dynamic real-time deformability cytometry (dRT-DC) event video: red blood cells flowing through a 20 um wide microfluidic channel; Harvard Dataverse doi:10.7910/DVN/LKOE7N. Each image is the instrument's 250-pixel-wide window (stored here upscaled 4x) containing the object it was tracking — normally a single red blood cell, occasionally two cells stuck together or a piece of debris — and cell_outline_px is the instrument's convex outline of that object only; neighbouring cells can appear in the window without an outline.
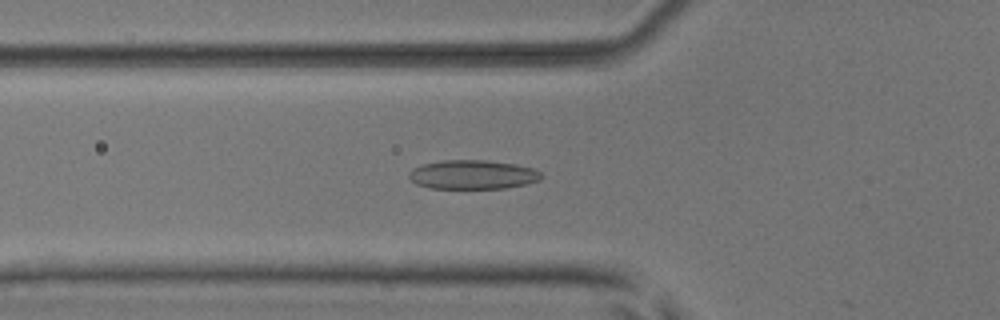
{"species": "common noctule bat (a hibernating species)", "species_latin": "Nyctalus noctula", "temperature_condition": "room temperature", "stored_images_in_passage": 53, "camera_frame_rate_fps": 3000, "um_per_image_px": 0.085, "animal": {"sex": "male", "body_mass_g": 17.9, "forearm_length_mm": 54.2}, "frame": {"image": 1, "passage_image": 19, "time_ms": 6.0, "image_size_px": [1000, 320], "cell_outline_px": [[544, 176], [540, 180], [524, 184], [504, 188], [428, 188], [416, 184], [408, 176], [408, 172], [412, 168], [424, 164], [444, 160], [484, 160], [516, 164], [532, 168], [540, 172]], "centroid_in_image_um": [40.17, 14.84], "position_along_channel_um": 85.6, "area_um2": 22.37}}
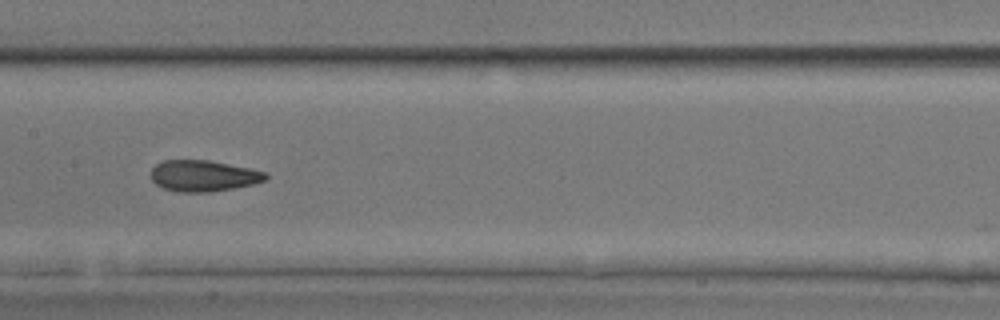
{"frame": {"image": 2, "passage_image": 27, "time_ms": 8.667, "image_size_px": [1000, 320], "cell_outline_px": [[268, 176], [264, 180], [252, 184], [232, 188], [208, 192], [176, 192], [164, 188], [156, 184], [152, 180], [152, 168], [156, 164], [164, 160], [208, 160], [252, 168], [268, 172]], "centroid_in_image_um": [17.3, 14.94], "position_along_channel_um": 190.1, "area_um2": 20.81}}
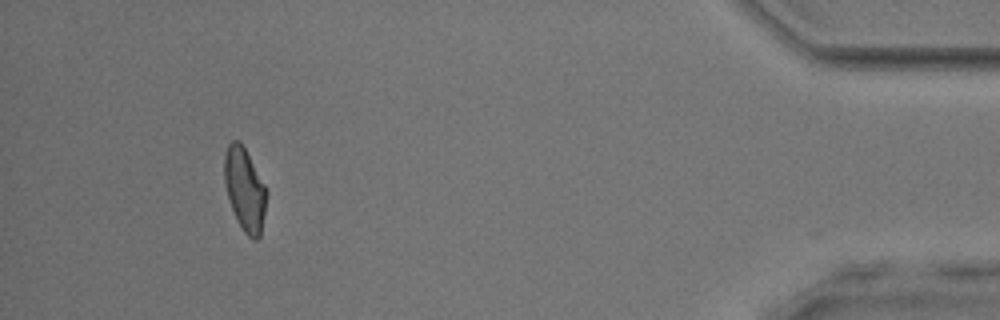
{"frame": {"image": 3, "passage_image": 49, "time_ms": 16.0, "image_size_px": [1000, 320], "cell_outline_px": [[268, 192], [260, 236], [256, 240], [252, 240], [244, 232], [236, 220], [228, 196], [224, 180], [224, 156], [228, 144], [232, 140], [240, 140], [264, 184]], "centroid_in_image_um": [20.8, 16.11], "position_along_channel_um": 414.4, "area_um2": 20.29}, "authors_computed_cell_mechanics": {"area_um2": 21.2704, "velocity_mm_per_s": 3.912, "shape_relaxation_time_tau1_ms": 4.5231, "shape_relaxation_time_tau2_ms": 2.2479, "deformation_change_tau1": 0.1405, "deformation_change_tau2": 0.0863}}